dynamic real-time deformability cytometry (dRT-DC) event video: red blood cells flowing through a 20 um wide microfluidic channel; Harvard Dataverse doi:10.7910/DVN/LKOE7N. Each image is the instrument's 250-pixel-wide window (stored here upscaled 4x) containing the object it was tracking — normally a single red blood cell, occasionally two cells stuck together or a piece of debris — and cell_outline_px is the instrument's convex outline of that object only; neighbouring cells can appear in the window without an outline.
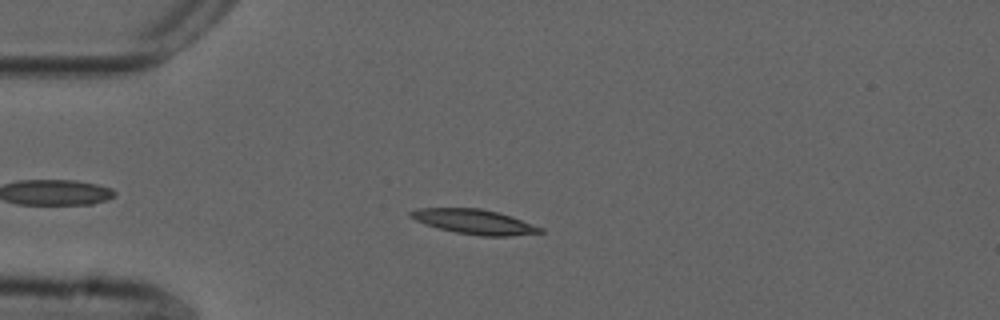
{"species": "common noctule bat (a hibernating species)", "species_latin": "Nyctalus noctula", "temperature_condition": "cold", "stored_images_in_passage": 45, "camera_frame_rate_fps": 3000, "um_per_image_px": 0.085, "animal": {"sex": "male", "forearm_length_mm": 52.5}, "frame": {"image": 1, "passage_image": 10, "time_ms": 3.0, "image_size_px": [1000, 320], "cell_outline_px": [[544, 232], [508, 236], [480, 236], [456, 232], [436, 228], [424, 224], [408, 216], [408, 212], [416, 208], [480, 208], [496, 212], [544, 228]], "centroid_in_image_um": [40.25, 18.85], "position_along_channel_um": 44.8, "area_um2": 18.55}}
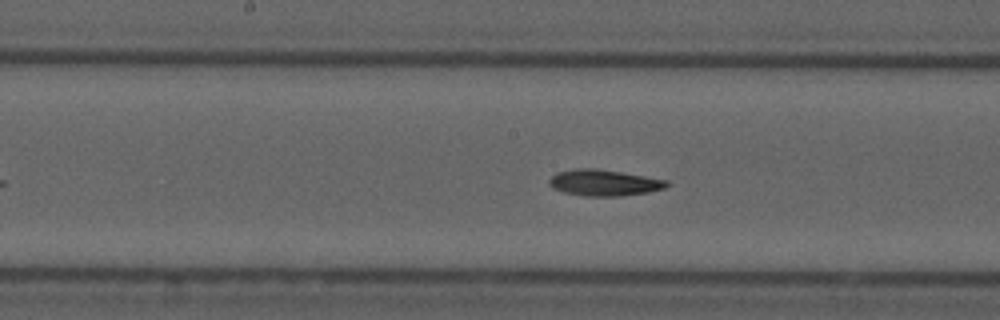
{"frame": {"image": 2, "passage_image": 24, "time_ms": 7.667, "image_size_px": [1000, 320], "cell_outline_px": [[668, 184], [664, 188], [648, 192], [620, 196], [584, 196], [564, 192], [552, 188], [548, 184], [548, 180], [556, 172], [576, 168], [596, 168], [668, 180]], "centroid_in_image_um": [51.29, 15.53], "position_along_channel_um": 196.9, "area_um2": 17.92}}
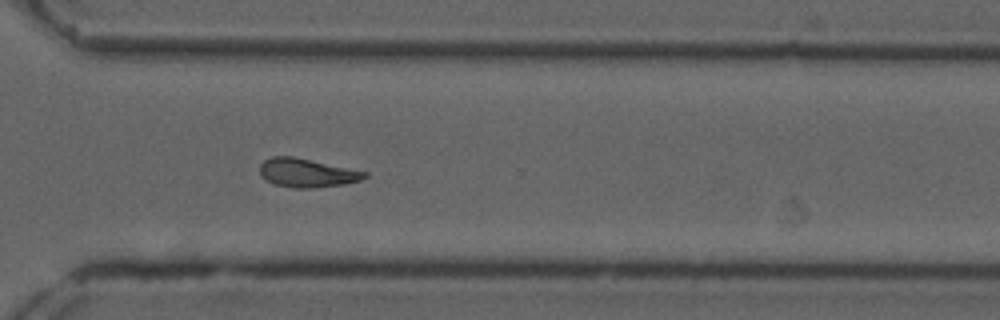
{"frame": {"image": 3, "passage_image": 36, "time_ms": 11.667, "image_size_px": [1000, 320], "cell_outline_px": [[368, 176], [360, 180], [344, 184], [316, 188], [292, 188], [276, 184], [260, 176], [260, 164], [264, 160], [272, 156], [292, 156], [368, 172]], "centroid_in_image_um": [26.08, 14.7], "position_along_channel_um": 344.5, "area_um2": 17.46}, "authors_computed_cell_mechanics": {"area_um2": 17.5712, "velocity_mm_per_s": 3.6959, "shape_relaxation_time_tau1_ms": null, "shape_relaxation_time_tau2_ms": 7.8922, "deformation_change_tau1": null, "deformation_change_tau2": 0.1544}}